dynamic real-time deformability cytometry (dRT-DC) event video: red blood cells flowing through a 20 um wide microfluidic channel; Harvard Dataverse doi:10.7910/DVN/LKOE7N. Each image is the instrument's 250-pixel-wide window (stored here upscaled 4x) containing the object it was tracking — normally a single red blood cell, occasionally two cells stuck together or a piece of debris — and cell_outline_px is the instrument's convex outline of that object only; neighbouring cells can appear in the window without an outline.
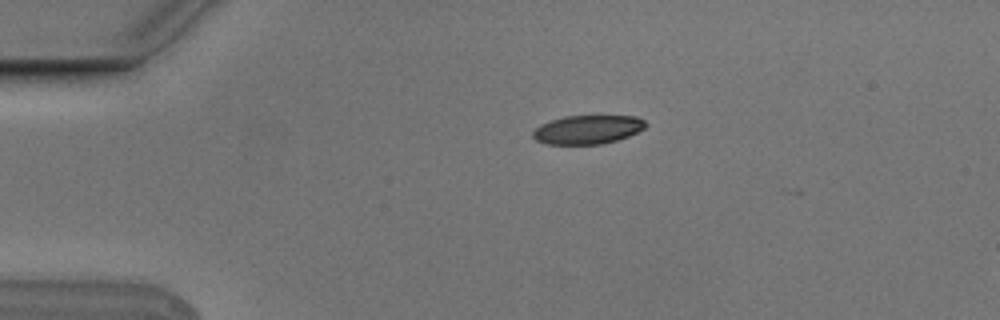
{"species": "Egyptian fruit bat (a non-hibernating species)", "species_latin": "Rousettus aegyptiacus", "temperature_condition": "cold", "stored_images_in_passage": 3, "segment_of_instrument_passage": [1, 2], "camera_frame_rate_fps": 3000, "um_per_image_px": 0.085, "animal": {"sex": "male"}, "frame": {"image": 1, "passage_image": 1, "time_ms": 0.0, "image_size_px": [1000, 320], "cell_outline_px": [[648, 124], [644, 128], [628, 136], [616, 140], [600, 144], [548, 144], [536, 140], [532, 136], [532, 132], [540, 124], [564, 116], [636, 116], [644, 120]], "centroid_in_image_um": [49.94, 11.01], "position_along_channel_um": 35.1, "area_um2": 18.79}}